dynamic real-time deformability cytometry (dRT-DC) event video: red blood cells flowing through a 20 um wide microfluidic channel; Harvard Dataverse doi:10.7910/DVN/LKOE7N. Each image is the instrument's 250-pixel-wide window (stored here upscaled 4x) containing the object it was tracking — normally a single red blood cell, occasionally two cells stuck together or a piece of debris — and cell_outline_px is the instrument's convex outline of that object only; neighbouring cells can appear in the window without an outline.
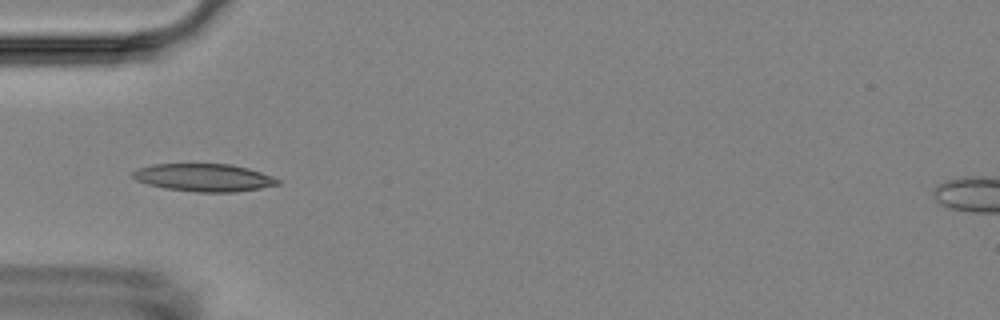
{"species": "Egyptian fruit bat (a non-hibernating species)", "species_latin": "Rousettus aegyptiacus", "temperature_condition": "room temperature", "stored_images_in_passage": 2, "camera_frame_rate_fps": 3000, "um_per_image_px": 0.085, "animal": {"sex": "female"}, "frame": {"image": 1, "passage_image": 1, "time_ms": 0.0, "image_size_px": [1000, 320], "cell_outline_px": [[280, 184], [260, 188], [236, 192], [196, 192], [164, 188], [148, 184], [136, 180], [132, 176], [132, 172], [136, 168], [152, 164], [232, 164], [248, 168], [272, 176], [280, 180]], "centroid_in_image_um": [17.32, 15.09], "position_along_channel_um": 67.7, "area_um2": 23.47}}